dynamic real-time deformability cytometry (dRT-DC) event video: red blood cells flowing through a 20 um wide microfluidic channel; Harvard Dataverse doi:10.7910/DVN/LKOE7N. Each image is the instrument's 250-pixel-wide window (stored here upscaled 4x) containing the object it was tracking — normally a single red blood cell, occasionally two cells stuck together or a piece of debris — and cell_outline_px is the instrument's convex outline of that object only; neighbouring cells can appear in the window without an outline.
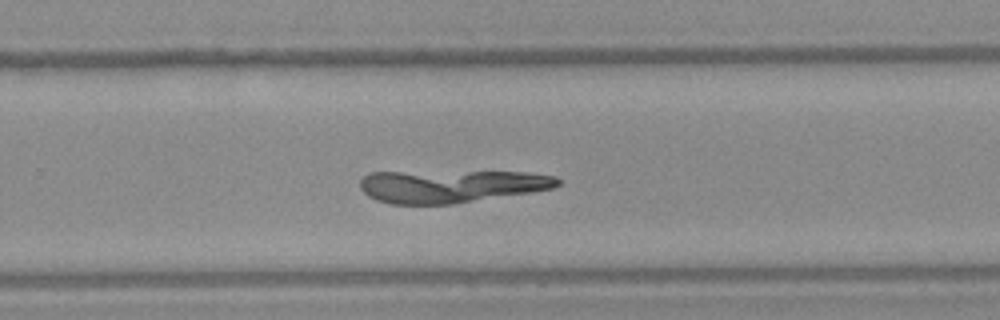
{"species": "Egyptian fruit bat (a non-hibernating species)", "species_latin": "Rousettus aegyptiacus", "temperature_condition": "warm", "stored_images_in_passage": 33, "camera_frame_rate_fps": 3000, "um_per_image_px": 0.085, "frame": {"image": 1, "passage_image": 17, "time_ms": 5.333, "image_size_px": [1000, 320], "cell_outline_px": [[560, 184], [556, 188], [532, 192], [452, 204], [388, 204], [376, 200], [368, 196], [360, 188], [360, 180], [368, 172], [528, 172], [556, 176], [560, 180]], "centroid_in_image_um": [38.35, 15.82], "position_along_channel_um": 291.4, "area_um2": 37.8}}
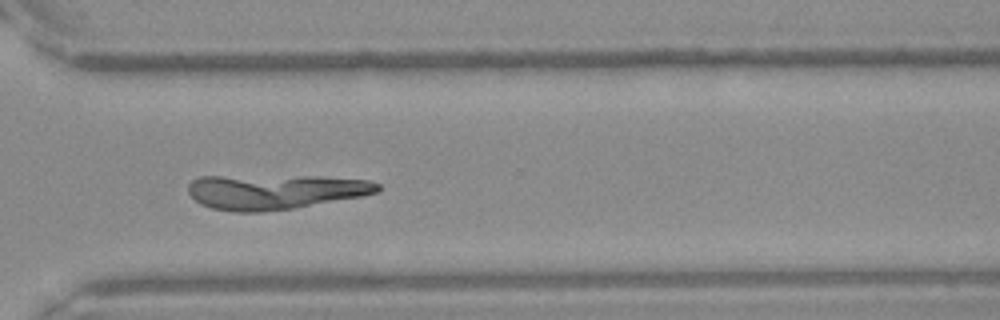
{"frame": {"image": 2, "passage_image": 21, "time_ms": 6.667, "image_size_px": [1000, 320], "cell_outline_px": [[380, 192], [360, 196], [292, 208], [260, 212], [232, 212], [212, 208], [200, 204], [188, 192], [188, 184], [192, 180], [200, 176], [320, 176], [368, 180], [380, 184]], "centroid_in_image_um": [23.34, 16.28], "position_along_channel_um": 347.3, "area_um2": 38.44}}
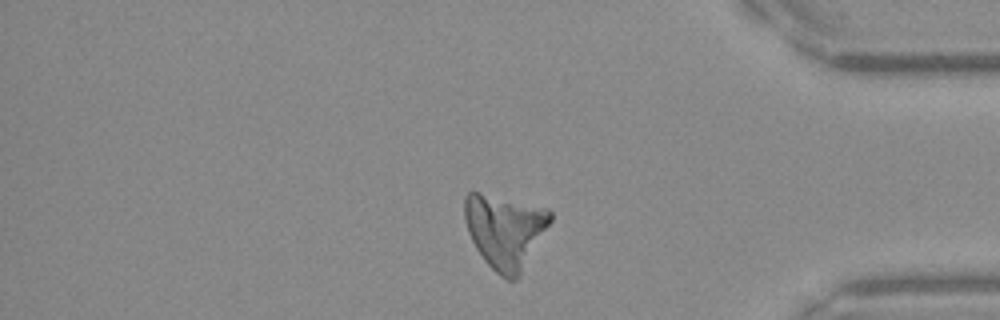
{"frame": {"image": 3, "passage_image": 26, "time_ms": 8.333, "image_size_px": [1000, 320], "cell_outline_px": [[552, 220], [520, 276], [516, 280], [508, 280], [500, 276], [484, 260], [476, 248], [468, 232], [464, 216], [464, 196], [472, 188], [548, 208], [552, 212]], "centroid_in_image_um": [42.91, 19.57], "position_along_channel_um": 392.3, "area_um2": 37.74}}